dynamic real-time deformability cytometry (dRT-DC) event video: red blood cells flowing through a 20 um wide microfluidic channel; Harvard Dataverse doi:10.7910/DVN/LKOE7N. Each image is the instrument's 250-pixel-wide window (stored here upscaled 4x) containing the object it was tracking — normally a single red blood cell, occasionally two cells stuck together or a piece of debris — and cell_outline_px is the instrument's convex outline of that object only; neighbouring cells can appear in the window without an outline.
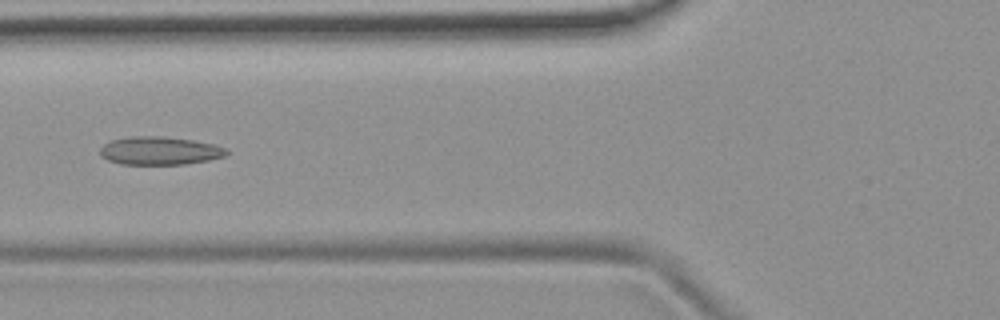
{"species": "common noctule bat (a hibernating species)", "species_latin": "Nyctalus noctula", "temperature_condition": "room temperature", "stored_images_in_passage": 37, "camera_frame_rate_fps": 3000, "um_per_image_px": 0.085, "animal": {"sex": "female", "body_mass_g": 19.9}, "frame": {"image": 1, "passage_image": 8, "time_ms": 2.333, "image_size_px": [1000, 320], "cell_outline_px": [[228, 152], [224, 156], [208, 160], [184, 164], [120, 164], [108, 160], [100, 156], [100, 148], [104, 144], [112, 140], [132, 136], [164, 136], [192, 140], [216, 144], [224, 148]], "centroid_in_image_um": [13.55, 12.81], "position_along_channel_um": 112.2, "area_um2": 20.69}}
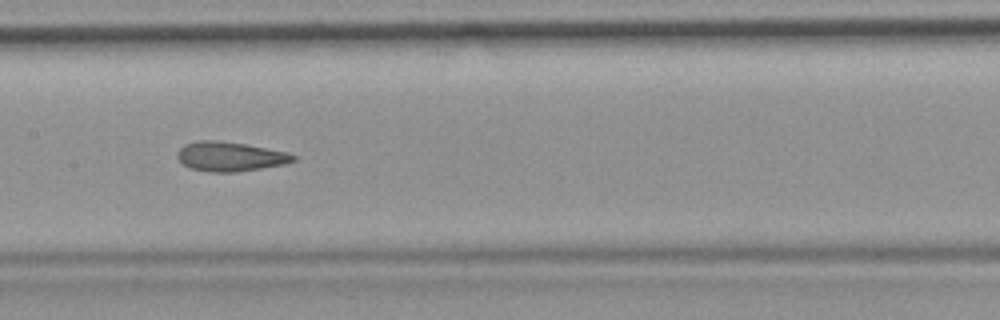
{"frame": {"image": 2, "passage_image": 14, "time_ms": 4.333, "image_size_px": [1000, 320], "cell_outline_px": [[296, 160], [284, 164], [236, 172], [208, 172], [188, 168], [176, 156], [176, 152], [184, 144], [200, 140], [216, 140], [244, 144], [288, 152], [296, 156]], "centroid_in_image_um": [19.52, 13.3], "position_along_channel_um": 187.9, "area_um2": 19.88}}
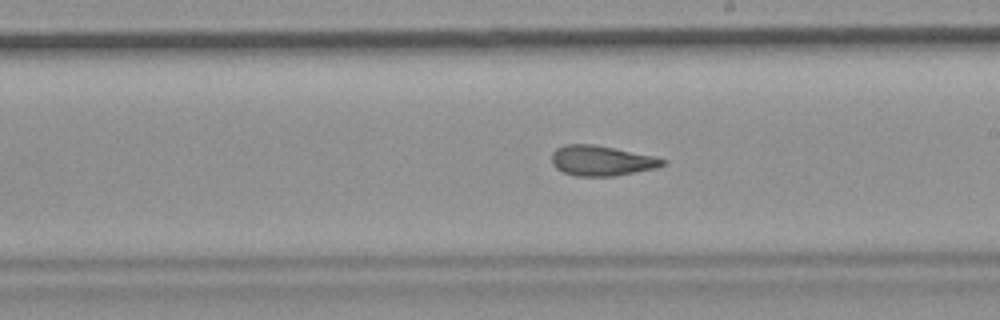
{"frame": {"image": 3, "passage_image": 18, "time_ms": 5.667, "image_size_px": [1000, 320], "cell_outline_px": [[668, 160], [664, 164], [656, 168], [612, 176], [576, 176], [564, 172], [556, 168], [552, 164], [552, 152], [556, 148], [564, 144], [592, 144], [656, 156]], "centroid_in_image_um": [51.12, 13.65], "position_along_channel_um": 237.9, "area_um2": 19.48}, "authors_computed_cell_mechanics": {"area_um2": 19.5364, "velocity_mm_per_s": 3.7827, "shape_relaxation_time_tau1_ms": null, "shape_relaxation_time_tau2_ms": 2.5313, "deformation_change_tau1": null, "deformation_change_tau2": 0.1083}}